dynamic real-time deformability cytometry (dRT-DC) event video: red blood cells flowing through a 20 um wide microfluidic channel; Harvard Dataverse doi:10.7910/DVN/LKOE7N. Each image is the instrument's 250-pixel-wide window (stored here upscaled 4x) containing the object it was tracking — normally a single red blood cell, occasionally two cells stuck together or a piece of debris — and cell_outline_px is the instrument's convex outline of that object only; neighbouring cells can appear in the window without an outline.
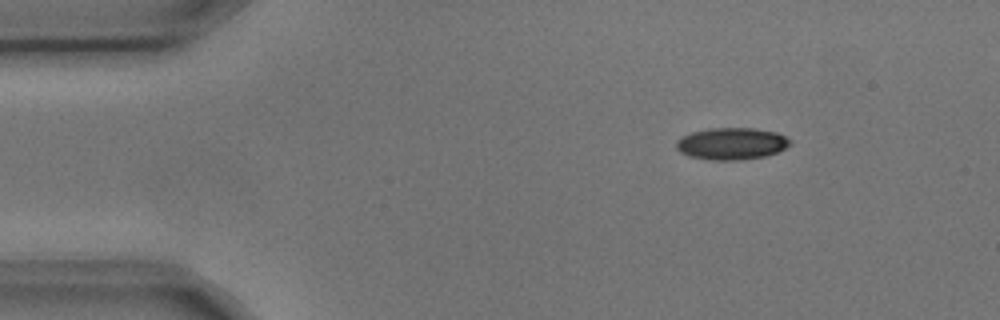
{"species": "common noctule bat (a hibernating species)", "species_latin": "Nyctalus noctula", "temperature_condition": "cold", "stored_images_in_passage": 4, "camera_frame_rate_fps": 3000, "um_per_image_px": 0.085, "animal": {"sex": "male", "body_mass_g": 17.9, "forearm_length_mm": 54.2}, "frame": {"image": 1, "passage_image": 1, "time_ms": 0.0, "image_size_px": [1000, 320], "cell_outline_px": [[792, 144], [776, 152], [764, 156], [740, 160], [712, 160], [688, 156], [680, 152], [676, 148], [676, 140], [680, 136], [692, 132], [708, 128], [756, 128], [776, 132], [792, 140]], "centroid_in_image_um": [62.16, 12.2], "position_along_channel_um": 22.8, "area_um2": 21.33}}
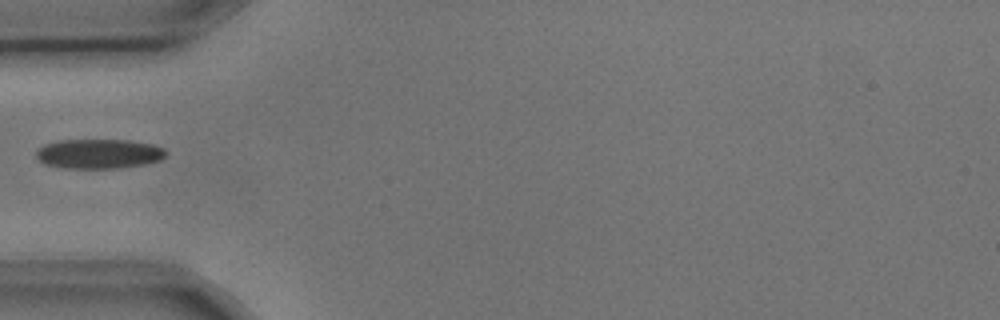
{"frame": {"image": 2, "passage_image": 3, "time_ms": 0.667, "image_size_px": [1000, 320], "cell_outline_px": [[168, 152], [160, 160], [144, 164], [120, 168], [64, 168], [44, 164], [36, 156], [36, 148], [44, 144], [60, 140], [128, 140], [152, 144], [164, 148]], "centroid_in_image_um": [8.39, 13.07], "position_along_channel_um": 76.6, "area_um2": 22.48}}